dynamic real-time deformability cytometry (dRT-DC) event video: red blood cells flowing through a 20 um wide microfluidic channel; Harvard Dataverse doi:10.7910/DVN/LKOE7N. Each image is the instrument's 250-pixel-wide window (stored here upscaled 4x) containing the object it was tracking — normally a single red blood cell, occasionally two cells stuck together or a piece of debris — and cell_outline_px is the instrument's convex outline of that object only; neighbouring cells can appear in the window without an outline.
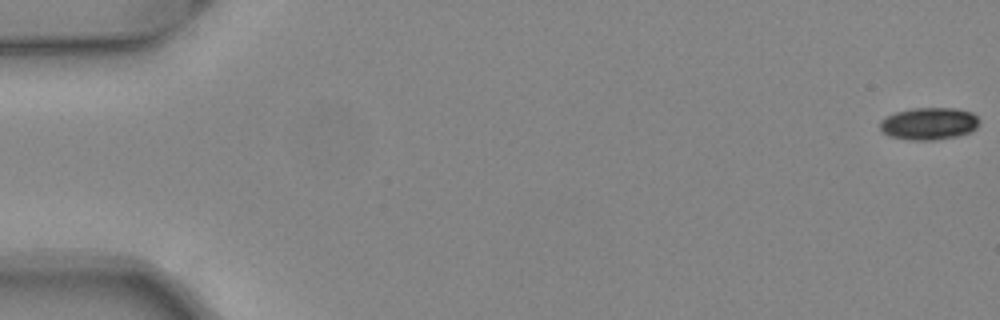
{"species": "common noctule bat (a hibernating species)", "species_latin": "Nyctalus noctula", "temperature_condition": "warm", "stored_images_in_passage": 10, "camera_frame_rate_fps": 3000, "um_per_image_px": 0.085, "animal": {"sex": "female", "body_mass_g": 24.6, "forearm_length_mm": 56.2}, "frame": {"image": 1, "passage_image": 1, "time_ms": 0.0, "image_size_px": [1000, 320], "cell_outline_px": [[980, 120], [976, 128], [972, 132], [956, 136], [932, 140], [908, 140], [888, 136], [880, 128], [880, 120], [896, 112], [912, 108], [956, 108], [972, 112]], "centroid_in_image_um": [78.97, 10.51], "position_along_channel_um": 6.0, "area_um2": 18.73}}